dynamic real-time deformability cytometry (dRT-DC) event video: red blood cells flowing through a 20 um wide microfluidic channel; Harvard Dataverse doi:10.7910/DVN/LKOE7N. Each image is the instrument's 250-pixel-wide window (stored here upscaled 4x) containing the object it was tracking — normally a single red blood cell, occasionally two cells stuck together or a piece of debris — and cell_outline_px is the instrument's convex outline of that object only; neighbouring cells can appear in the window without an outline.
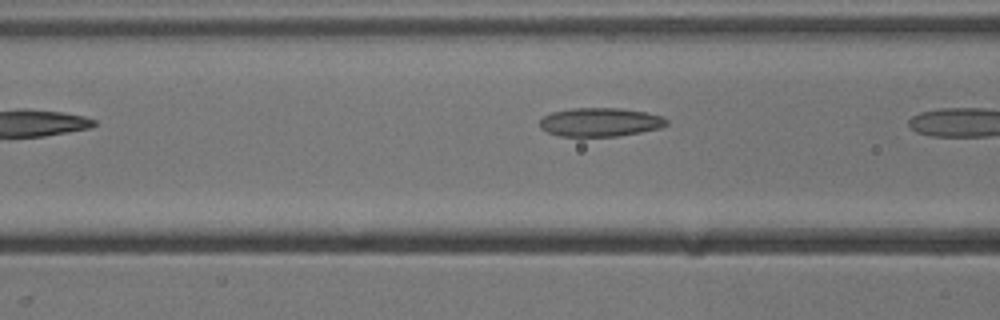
{"species": "common noctule bat (a hibernating species)", "species_latin": "Nyctalus noctula", "temperature_condition": "cold", "stored_images_in_passage": 5, "camera_frame_rate_fps": 3000, "um_per_image_px": 0.085, "animal": {"sex": "male", "body_mass_g": 13.3}, "frame": {"image": 1, "passage_image": 4, "time_ms": 1.0, "image_size_px": [1000, 320], "cell_outline_px": [[668, 124], [660, 128], [640, 132], [616, 136], [560, 136], [548, 132], [540, 128], [540, 120], [544, 116], [552, 112], [572, 108], [620, 108], [644, 112], [664, 116], [668, 120]], "centroid_in_image_um": [51.03, 10.38], "position_along_channel_um": 115.6, "area_um2": 21.15}}